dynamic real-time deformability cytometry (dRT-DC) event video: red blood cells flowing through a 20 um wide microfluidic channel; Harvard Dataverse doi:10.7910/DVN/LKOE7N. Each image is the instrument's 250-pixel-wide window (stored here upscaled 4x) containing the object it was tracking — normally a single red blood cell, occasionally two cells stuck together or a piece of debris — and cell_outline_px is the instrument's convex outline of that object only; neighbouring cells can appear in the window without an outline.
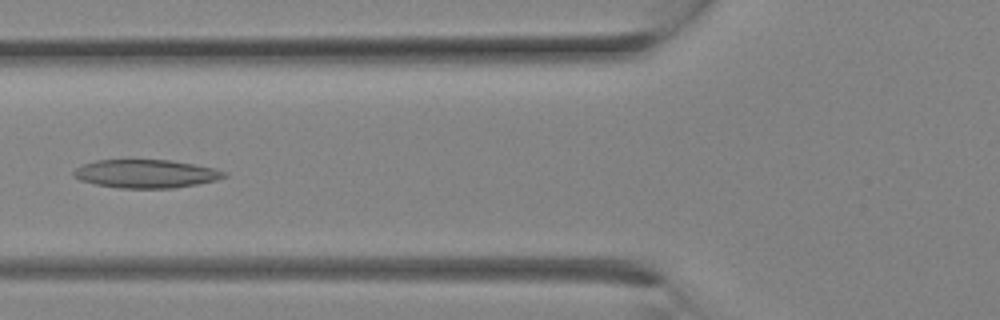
{"species": "Egyptian fruit bat (a non-hibernating species)", "species_latin": "Rousettus aegyptiacus", "temperature_condition": "room temperature", "stored_images_in_passage": 11, "camera_frame_rate_fps": 3000, "um_per_image_px": 0.085, "animal": {"sex": "female"}, "frame": {"image": 1, "passage_image": 10, "time_ms": 3.0, "image_size_px": [1000, 320], "cell_outline_px": [[228, 176], [216, 180], [196, 184], [172, 188], [120, 188], [96, 184], [80, 180], [72, 176], [72, 172], [76, 168], [84, 164], [96, 160], [172, 160], [216, 168], [228, 172]], "centroid_in_image_um": [12.43, 14.76], "position_along_channel_um": 113.4, "area_um2": 24.91}}